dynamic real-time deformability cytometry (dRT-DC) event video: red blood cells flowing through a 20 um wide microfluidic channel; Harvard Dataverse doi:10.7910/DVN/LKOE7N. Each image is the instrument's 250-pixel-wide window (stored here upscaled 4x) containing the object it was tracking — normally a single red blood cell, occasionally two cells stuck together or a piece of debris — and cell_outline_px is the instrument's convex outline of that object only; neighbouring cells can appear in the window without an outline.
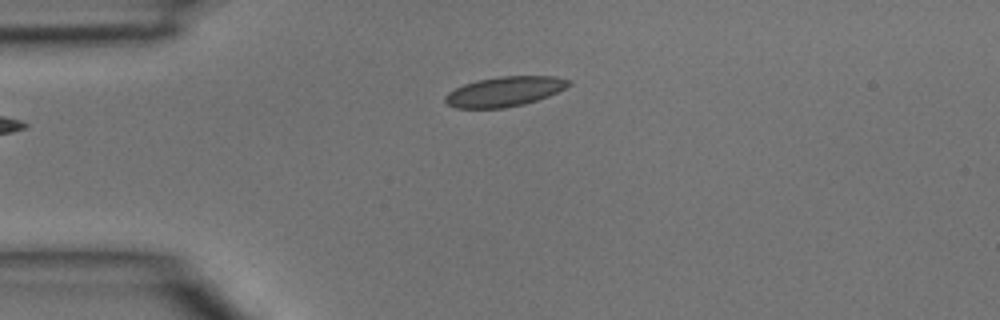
{"species": "common noctule bat (a hibernating species)", "species_latin": "Nyctalus noctula", "temperature_condition": "room temperature", "stored_images_in_passage": 2, "camera_frame_rate_fps": 3000, "um_per_image_px": 0.085, "animal": {"sex": "male", "body_mass_g": 15.6}, "frame": {"image": 1, "passage_image": 2, "time_ms": 0.333, "image_size_px": [1000, 320], "cell_outline_px": [[572, 84], [548, 96], [524, 104], [504, 108], [456, 108], [448, 104], [444, 100], [444, 96], [448, 92], [464, 84], [476, 80], [500, 76], [556, 76], [572, 80]], "centroid_in_image_um": [42.89, 7.77], "position_along_channel_um": 42.1, "area_um2": 21.5}}